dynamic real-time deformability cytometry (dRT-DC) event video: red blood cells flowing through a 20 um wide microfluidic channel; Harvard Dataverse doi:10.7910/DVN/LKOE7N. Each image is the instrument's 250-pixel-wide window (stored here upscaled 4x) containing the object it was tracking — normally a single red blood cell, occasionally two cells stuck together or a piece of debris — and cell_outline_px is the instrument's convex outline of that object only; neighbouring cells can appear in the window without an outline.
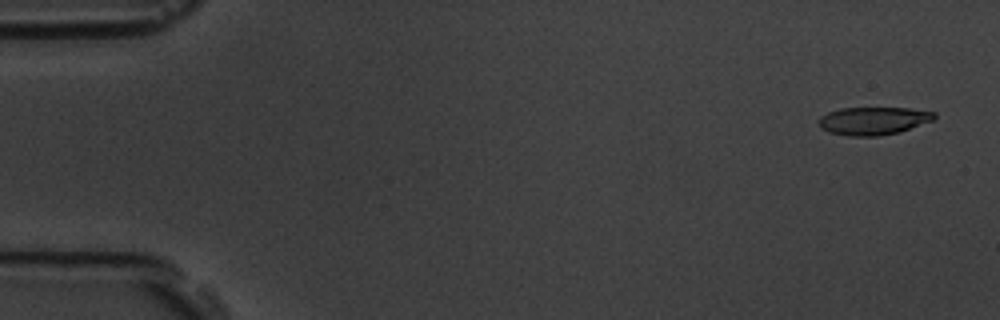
{"species": "common noctule bat (a hibernating species)", "species_latin": "Nyctalus noctula", "temperature_condition": "room temperature", "stored_images_in_passage": 5, "camera_frame_rate_fps": 3000, "um_per_image_px": 0.085, "animal": {"sex": "male", "body_mass_g": 19.5, "forearm_length_mm": 54.6}, "frame": {"image": 1, "passage_image": 1, "time_ms": 0.0, "image_size_px": [1000, 320], "cell_outline_px": [[936, 116], [932, 120], [900, 132], [876, 136], [848, 136], [828, 132], [820, 128], [816, 120], [820, 116], [828, 112], [840, 108], [908, 108], [936, 112]], "centroid_in_image_um": [74.18, 10.27], "position_along_channel_um": 10.8, "area_um2": 18.9}}
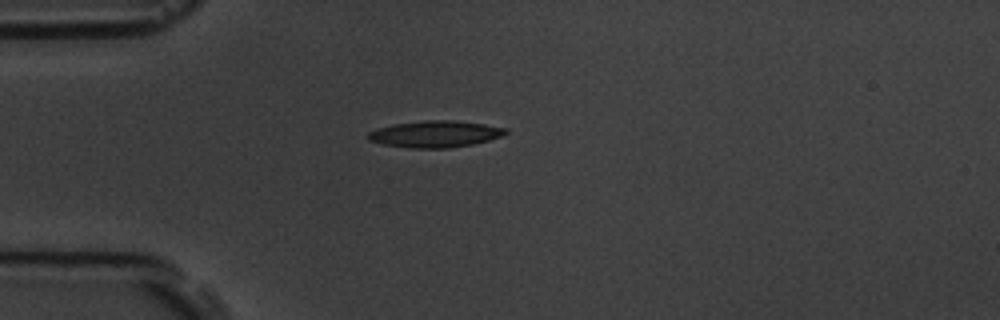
{"frame": {"image": 2, "passage_image": 5, "time_ms": 4.333, "image_size_px": [1000, 320], "cell_outline_px": [[508, 132], [500, 136], [488, 140], [472, 144], [448, 148], [408, 148], [384, 144], [368, 140], [364, 136], [368, 132], [376, 128], [396, 124], [424, 120], [456, 120], [484, 124], [508, 128]], "centroid_in_image_um": [36.96, 11.39], "position_along_channel_um": 48.0, "area_um2": 21.39}}